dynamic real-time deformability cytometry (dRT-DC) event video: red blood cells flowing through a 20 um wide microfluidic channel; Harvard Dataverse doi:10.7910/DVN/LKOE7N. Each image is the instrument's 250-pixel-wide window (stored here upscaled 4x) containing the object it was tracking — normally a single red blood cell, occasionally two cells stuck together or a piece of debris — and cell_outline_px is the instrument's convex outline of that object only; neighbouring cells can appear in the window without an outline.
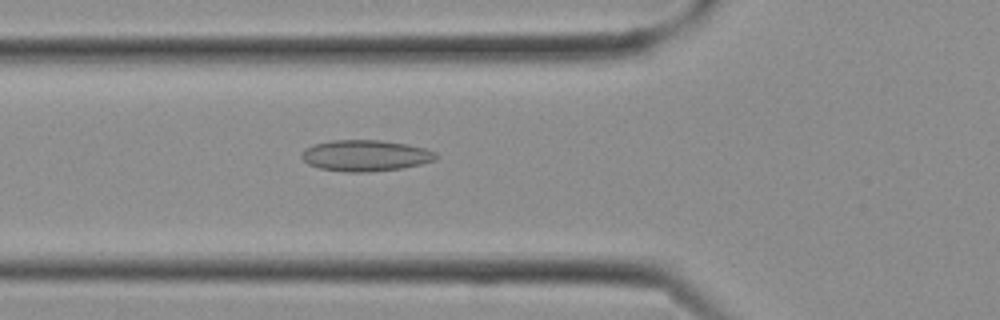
{"species": "Egyptian fruit bat (a non-hibernating species)", "species_latin": "Rousettus aegyptiacus", "temperature_condition": "cold", "stored_images_in_passage": 3, "camera_frame_rate_fps": 3000, "um_per_image_px": 0.085, "frame": {"image": 1, "passage_image": 3, "time_ms": 0.667, "image_size_px": [1000, 320], "cell_outline_px": [[440, 156], [436, 160], [420, 164], [400, 168], [368, 172], [348, 172], [320, 168], [308, 164], [300, 156], [300, 152], [304, 148], [312, 144], [332, 140], [380, 140], [408, 144], [424, 148], [436, 152]], "centroid_in_image_um": [31.05, 13.21], "position_along_channel_um": 94.8, "area_um2": 24.57}}